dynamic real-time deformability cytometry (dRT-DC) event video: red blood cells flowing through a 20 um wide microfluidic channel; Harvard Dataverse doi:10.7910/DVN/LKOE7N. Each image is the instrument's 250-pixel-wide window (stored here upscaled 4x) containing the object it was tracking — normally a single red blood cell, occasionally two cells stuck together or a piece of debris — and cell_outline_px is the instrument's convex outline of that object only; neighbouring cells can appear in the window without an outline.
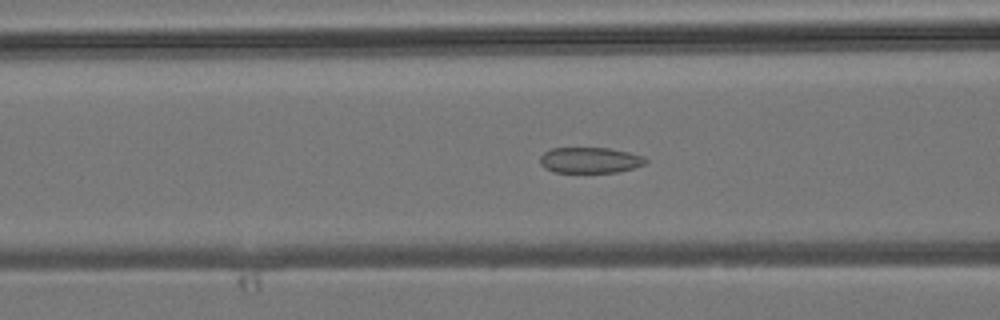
{"species": "common noctule bat (a hibernating species)", "species_latin": "Nyctalus noctula", "temperature_condition": "room temperature", "stored_images_in_passage": 45, "camera_frame_rate_fps": 3000, "um_per_image_px": 0.085, "animal": {"sex": "male", "body_mass_g": 19.2, "forearm_length_mm": 51.8}, "frame": {"image": 1, "passage_image": 17, "time_ms": 5.333, "image_size_px": [1000, 320], "cell_outline_px": [[648, 160], [644, 164], [632, 168], [616, 172], [556, 172], [544, 168], [540, 164], [540, 156], [544, 152], [552, 148], [608, 148], [628, 152], [644, 156]], "centroid_in_image_um": [50.13, 13.61], "position_along_channel_um": 116.5, "area_um2": 15.78}}
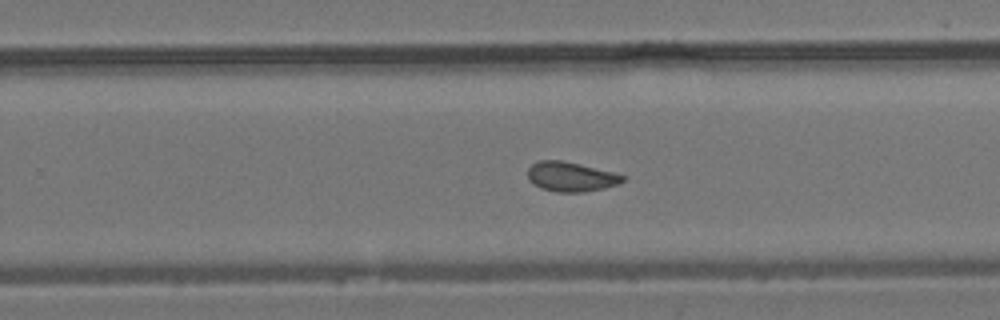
{"frame": {"image": 2, "passage_image": 28, "time_ms": 9.0, "image_size_px": [1000, 320], "cell_outline_px": [[628, 176], [620, 184], [604, 188], [584, 192], [556, 192], [540, 188], [532, 184], [528, 180], [528, 168], [532, 164], [540, 160], [560, 160], [580, 164]], "centroid_in_image_um": [48.52, 15.03], "position_along_channel_um": 281.3, "area_um2": 16.53}}
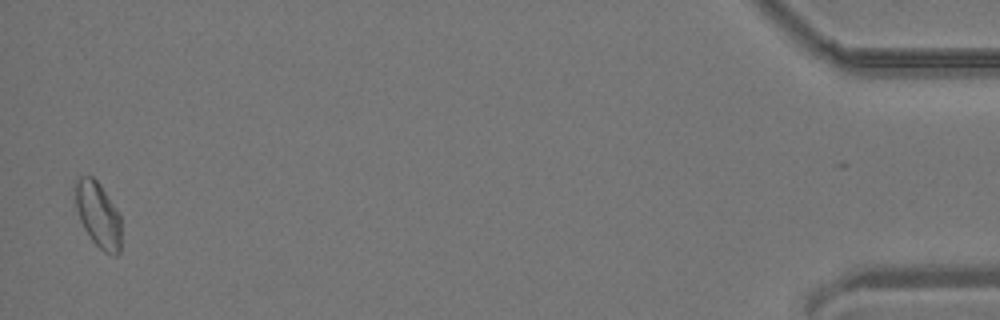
{"frame": {"image": 3, "passage_image": 44, "time_ms": 14.333, "image_size_px": [1000, 320], "cell_outline_px": [[120, 252], [116, 256], [112, 256], [104, 252], [92, 240], [84, 228], [80, 220], [76, 208], [76, 180], [80, 176], [92, 176], [100, 184], [120, 216]], "centroid_in_image_um": [8.35, 18.28], "position_along_channel_um": 426.9, "area_um2": 17.22}}